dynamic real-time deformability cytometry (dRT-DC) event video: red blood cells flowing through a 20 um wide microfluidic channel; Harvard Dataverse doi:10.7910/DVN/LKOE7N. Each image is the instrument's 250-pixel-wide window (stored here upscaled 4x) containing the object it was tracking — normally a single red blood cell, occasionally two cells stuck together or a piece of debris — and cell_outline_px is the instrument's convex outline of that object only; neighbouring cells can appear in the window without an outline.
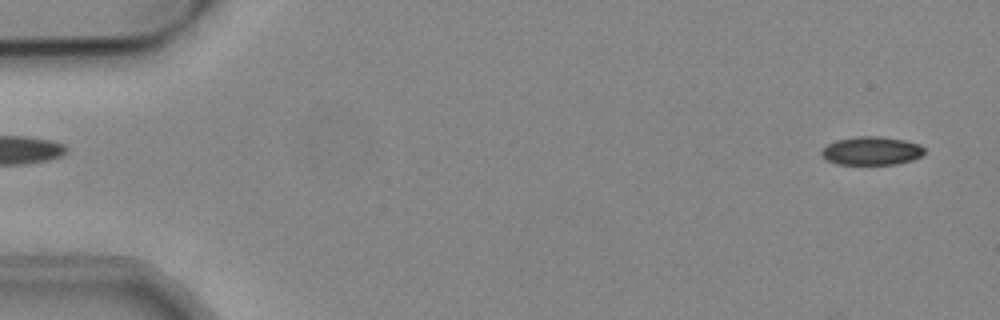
{"species": "common noctule bat (a hibernating species)", "species_latin": "Nyctalus noctula", "temperature_condition": "cold", "stored_images_in_passage": 50, "camera_frame_rate_fps": 3000, "um_per_image_px": 0.085, "animal": {"sex": "male", "body_mass_g": 19.2, "forearm_length_mm": 51.8}, "frame": {"image": 1, "passage_image": 1, "time_ms": 0.0, "image_size_px": [1000, 320], "cell_outline_px": [[924, 152], [920, 156], [912, 160], [896, 164], [836, 164], [828, 160], [820, 152], [828, 144], [836, 140], [856, 136], [880, 136], [904, 140], [920, 144], [924, 148]], "centroid_in_image_um": [74.09, 12.81], "position_along_channel_um": 10.9, "area_um2": 16.94}}
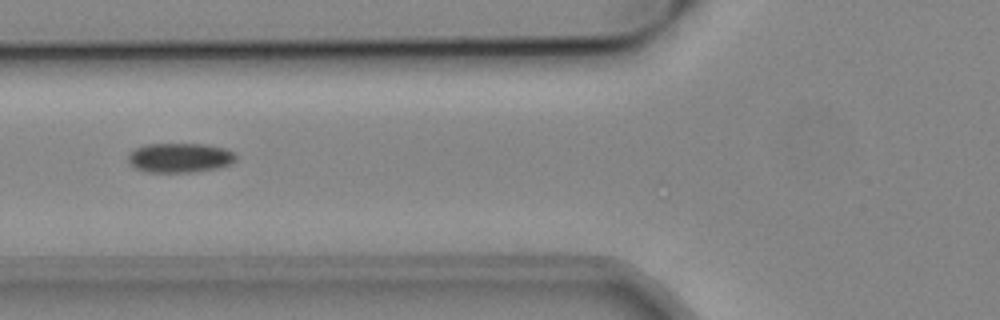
{"frame": {"image": 2, "passage_image": 19, "time_ms": 6.0, "image_size_px": [1000, 320], "cell_outline_px": [[236, 160], [232, 164], [216, 168], [188, 172], [148, 172], [136, 168], [128, 164], [128, 156], [136, 148], [148, 144], [208, 144], [224, 148], [236, 152]], "centroid_in_image_um": [15.32, 13.4], "position_along_channel_um": 110.5, "area_um2": 18.55}}
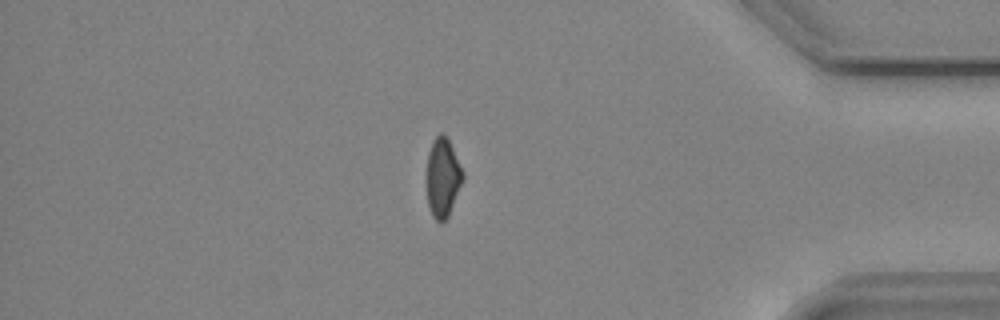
{"frame": {"image": 3, "passage_image": 44, "time_ms": 14.333, "image_size_px": [1000, 320], "cell_outline_px": [[464, 180], [448, 216], [440, 224], [432, 216], [428, 204], [424, 180], [424, 176], [428, 152], [432, 140], [440, 132], [444, 132], [464, 172]], "centroid_in_image_um": [37.59, 15.09], "position_along_channel_um": 397.6, "area_um2": 17.34}}